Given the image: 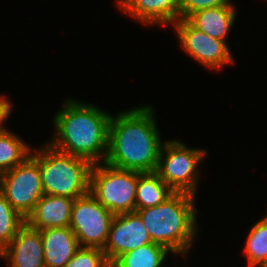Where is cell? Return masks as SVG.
Instances as JSON below:
<instances>
[{"label":"cell","mask_w":267,"mask_h":267,"mask_svg":"<svg viewBox=\"0 0 267 267\" xmlns=\"http://www.w3.org/2000/svg\"><path fill=\"white\" fill-rule=\"evenodd\" d=\"M180 46L189 56L209 69H222L234 62L226 41L212 38L194 28L186 19L173 24Z\"/></svg>","instance_id":"9"},{"label":"cell","mask_w":267,"mask_h":267,"mask_svg":"<svg viewBox=\"0 0 267 267\" xmlns=\"http://www.w3.org/2000/svg\"><path fill=\"white\" fill-rule=\"evenodd\" d=\"M0 192L26 219L44 195L38 162L29 155L13 169L0 174Z\"/></svg>","instance_id":"7"},{"label":"cell","mask_w":267,"mask_h":267,"mask_svg":"<svg viewBox=\"0 0 267 267\" xmlns=\"http://www.w3.org/2000/svg\"><path fill=\"white\" fill-rule=\"evenodd\" d=\"M40 233L45 267H64L80 248L70 227L43 229Z\"/></svg>","instance_id":"14"},{"label":"cell","mask_w":267,"mask_h":267,"mask_svg":"<svg viewBox=\"0 0 267 267\" xmlns=\"http://www.w3.org/2000/svg\"><path fill=\"white\" fill-rule=\"evenodd\" d=\"M111 117L98 106L67 99L54 116L56 134L48 144L59 152L85 158L93 164L105 162Z\"/></svg>","instance_id":"2"},{"label":"cell","mask_w":267,"mask_h":267,"mask_svg":"<svg viewBox=\"0 0 267 267\" xmlns=\"http://www.w3.org/2000/svg\"><path fill=\"white\" fill-rule=\"evenodd\" d=\"M262 267H267V261H266V263Z\"/></svg>","instance_id":"25"},{"label":"cell","mask_w":267,"mask_h":267,"mask_svg":"<svg viewBox=\"0 0 267 267\" xmlns=\"http://www.w3.org/2000/svg\"><path fill=\"white\" fill-rule=\"evenodd\" d=\"M16 133L0 129V174L22 163L31 153V148Z\"/></svg>","instance_id":"18"},{"label":"cell","mask_w":267,"mask_h":267,"mask_svg":"<svg viewBox=\"0 0 267 267\" xmlns=\"http://www.w3.org/2000/svg\"><path fill=\"white\" fill-rule=\"evenodd\" d=\"M231 0H180V19H187L191 14L202 9L229 5Z\"/></svg>","instance_id":"22"},{"label":"cell","mask_w":267,"mask_h":267,"mask_svg":"<svg viewBox=\"0 0 267 267\" xmlns=\"http://www.w3.org/2000/svg\"><path fill=\"white\" fill-rule=\"evenodd\" d=\"M75 199L44 194L33 211L25 219L32 229L70 227L72 207Z\"/></svg>","instance_id":"12"},{"label":"cell","mask_w":267,"mask_h":267,"mask_svg":"<svg viewBox=\"0 0 267 267\" xmlns=\"http://www.w3.org/2000/svg\"><path fill=\"white\" fill-rule=\"evenodd\" d=\"M168 253L172 252L166 247L150 243L120 255L111 267H164Z\"/></svg>","instance_id":"17"},{"label":"cell","mask_w":267,"mask_h":267,"mask_svg":"<svg viewBox=\"0 0 267 267\" xmlns=\"http://www.w3.org/2000/svg\"><path fill=\"white\" fill-rule=\"evenodd\" d=\"M195 196L174 192L157 206L136 210L153 243L184 257L196 237Z\"/></svg>","instance_id":"3"},{"label":"cell","mask_w":267,"mask_h":267,"mask_svg":"<svg viewBox=\"0 0 267 267\" xmlns=\"http://www.w3.org/2000/svg\"><path fill=\"white\" fill-rule=\"evenodd\" d=\"M153 243L139 214L122 213L114 216L103 249L110 265L122 254Z\"/></svg>","instance_id":"10"},{"label":"cell","mask_w":267,"mask_h":267,"mask_svg":"<svg viewBox=\"0 0 267 267\" xmlns=\"http://www.w3.org/2000/svg\"><path fill=\"white\" fill-rule=\"evenodd\" d=\"M12 104L8 101V98H4L0 96V129L3 127V123L5 122L9 115L11 114Z\"/></svg>","instance_id":"23"},{"label":"cell","mask_w":267,"mask_h":267,"mask_svg":"<svg viewBox=\"0 0 267 267\" xmlns=\"http://www.w3.org/2000/svg\"><path fill=\"white\" fill-rule=\"evenodd\" d=\"M235 19L236 9L231 2L229 5L199 10L186 20L210 37L226 41Z\"/></svg>","instance_id":"15"},{"label":"cell","mask_w":267,"mask_h":267,"mask_svg":"<svg viewBox=\"0 0 267 267\" xmlns=\"http://www.w3.org/2000/svg\"><path fill=\"white\" fill-rule=\"evenodd\" d=\"M1 257L7 260L10 267H45L40 231L25 223L1 251Z\"/></svg>","instance_id":"11"},{"label":"cell","mask_w":267,"mask_h":267,"mask_svg":"<svg viewBox=\"0 0 267 267\" xmlns=\"http://www.w3.org/2000/svg\"><path fill=\"white\" fill-rule=\"evenodd\" d=\"M206 155V150L189 148L179 140H170L162 144L155 172L174 192L195 196L197 166Z\"/></svg>","instance_id":"6"},{"label":"cell","mask_w":267,"mask_h":267,"mask_svg":"<svg viewBox=\"0 0 267 267\" xmlns=\"http://www.w3.org/2000/svg\"><path fill=\"white\" fill-rule=\"evenodd\" d=\"M262 220L267 224V215Z\"/></svg>","instance_id":"24"},{"label":"cell","mask_w":267,"mask_h":267,"mask_svg":"<svg viewBox=\"0 0 267 267\" xmlns=\"http://www.w3.org/2000/svg\"><path fill=\"white\" fill-rule=\"evenodd\" d=\"M138 177L137 171L96 163L90 174L89 193L114 215L135 212Z\"/></svg>","instance_id":"5"},{"label":"cell","mask_w":267,"mask_h":267,"mask_svg":"<svg viewBox=\"0 0 267 267\" xmlns=\"http://www.w3.org/2000/svg\"><path fill=\"white\" fill-rule=\"evenodd\" d=\"M117 4L145 25H173L180 20V0H118Z\"/></svg>","instance_id":"13"},{"label":"cell","mask_w":267,"mask_h":267,"mask_svg":"<svg viewBox=\"0 0 267 267\" xmlns=\"http://www.w3.org/2000/svg\"><path fill=\"white\" fill-rule=\"evenodd\" d=\"M173 193L174 191L156 172H139L136 188V210L157 206Z\"/></svg>","instance_id":"16"},{"label":"cell","mask_w":267,"mask_h":267,"mask_svg":"<svg viewBox=\"0 0 267 267\" xmlns=\"http://www.w3.org/2000/svg\"><path fill=\"white\" fill-rule=\"evenodd\" d=\"M64 267H111L99 248L80 247Z\"/></svg>","instance_id":"21"},{"label":"cell","mask_w":267,"mask_h":267,"mask_svg":"<svg viewBox=\"0 0 267 267\" xmlns=\"http://www.w3.org/2000/svg\"><path fill=\"white\" fill-rule=\"evenodd\" d=\"M246 241L247 267H262L267 261V224L262 219L252 226Z\"/></svg>","instance_id":"19"},{"label":"cell","mask_w":267,"mask_h":267,"mask_svg":"<svg viewBox=\"0 0 267 267\" xmlns=\"http://www.w3.org/2000/svg\"><path fill=\"white\" fill-rule=\"evenodd\" d=\"M30 155L38 162L44 194L76 199L90 192L91 161L59 152L48 143Z\"/></svg>","instance_id":"4"},{"label":"cell","mask_w":267,"mask_h":267,"mask_svg":"<svg viewBox=\"0 0 267 267\" xmlns=\"http://www.w3.org/2000/svg\"><path fill=\"white\" fill-rule=\"evenodd\" d=\"M157 129L150 105L112 115L105 163L124 170L155 172L162 147Z\"/></svg>","instance_id":"1"},{"label":"cell","mask_w":267,"mask_h":267,"mask_svg":"<svg viewBox=\"0 0 267 267\" xmlns=\"http://www.w3.org/2000/svg\"><path fill=\"white\" fill-rule=\"evenodd\" d=\"M25 224V219L8 203L0 192V253Z\"/></svg>","instance_id":"20"},{"label":"cell","mask_w":267,"mask_h":267,"mask_svg":"<svg viewBox=\"0 0 267 267\" xmlns=\"http://www.w3.org/2000/svg\"><path fill=\"white\" fill-rule=\"evenodd\" d=\"M114 216L90 193L76 198L72 207L70 228L80 247L103 250Z\"/></svg>","instance_id":"8"}]
</instances>
